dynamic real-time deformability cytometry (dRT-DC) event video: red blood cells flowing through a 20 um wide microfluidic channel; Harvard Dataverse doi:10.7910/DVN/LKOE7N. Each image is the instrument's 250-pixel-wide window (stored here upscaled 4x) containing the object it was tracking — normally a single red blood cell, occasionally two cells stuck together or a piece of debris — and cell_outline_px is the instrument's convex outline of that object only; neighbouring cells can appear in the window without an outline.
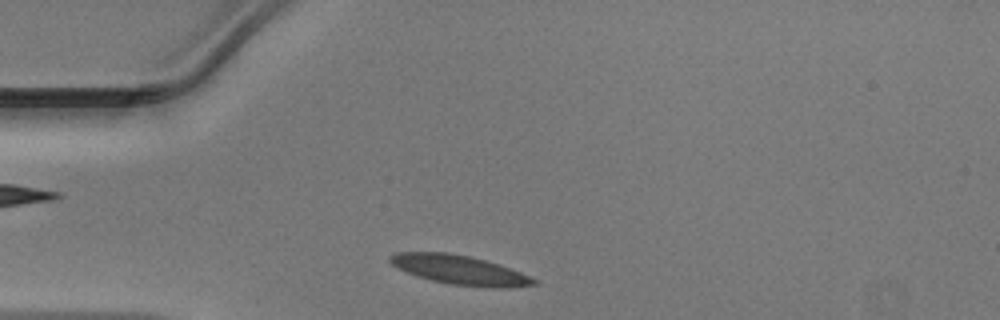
{"species": "Egyptian fruit bat (a non-hibernating species)", "species_latin": "Rousettus aegyptiacus", "temperature_condition": "warm", "stored_images_in_passage": 28, "camera_frame_rate_fps": 3000, "um_per_image_px": 0.085, "animal": {"sex": "male"}, "frame": {"image": 1, "passage_image": 2, "time_ms": 0.333, "image_size_px": [1000, 320], "cell_outline_px": [[536, 284], [508, 288], [484, 288], [448, 284], [416, 276], [396, 268], [388, 260], [388, 256], [396, 252], [448, 252], [468, 256], [484, 260], [520, 272], [536, 280]], "centroid_in_image_um": [39.0, 22.95], "position_along_channel_um": 46.0, "area_um2": 24.51}}
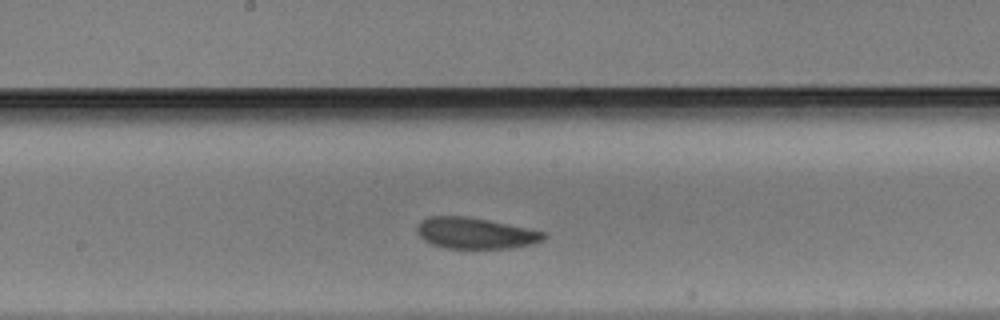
{"frame": {"image": 2, "passage_image": 15, "time_ms": 4.667, "image_size_px": [1000, 320], "cell_outline_px": [[548, 236], [544, 240], [532, 244], [512, 248], [444, 248], [432, 244], [424, 240], [416, 232], [416, 228], [428, 216], [468, 216], [548, 232]], "centroid_in_image_um": [40.45, 19.82], "position_along_channel_um": 207.7, "area_um2": 23.06}}
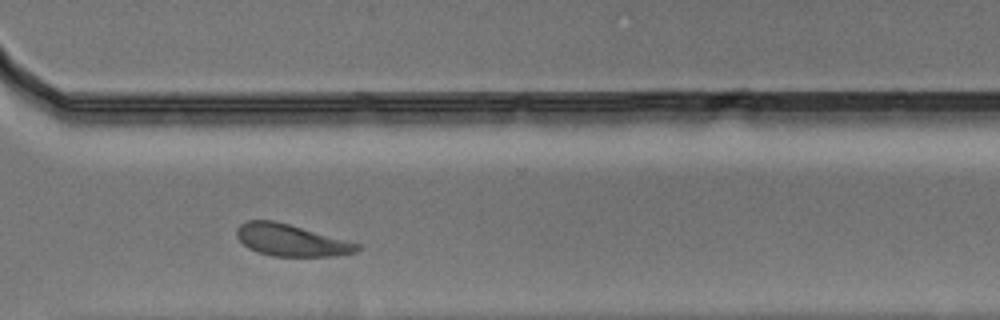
{"frame": {"image": 3, "passage_image": 25, "time_ms": 8.0, "image_size_px": [1000, 320], "cell_outline_px": [[360, 248], [356, 252], [332, 256], [272, 256], [256, 252], [248, 248], [236, 236], [236, 228], [240, 224], [248, 220], [272, 220], [288, 224], [360, 244]], "centroid_in_image_um": [24.69, 20.42], "position_along_channel_um": 345.9, "area_um2": 22.14}}